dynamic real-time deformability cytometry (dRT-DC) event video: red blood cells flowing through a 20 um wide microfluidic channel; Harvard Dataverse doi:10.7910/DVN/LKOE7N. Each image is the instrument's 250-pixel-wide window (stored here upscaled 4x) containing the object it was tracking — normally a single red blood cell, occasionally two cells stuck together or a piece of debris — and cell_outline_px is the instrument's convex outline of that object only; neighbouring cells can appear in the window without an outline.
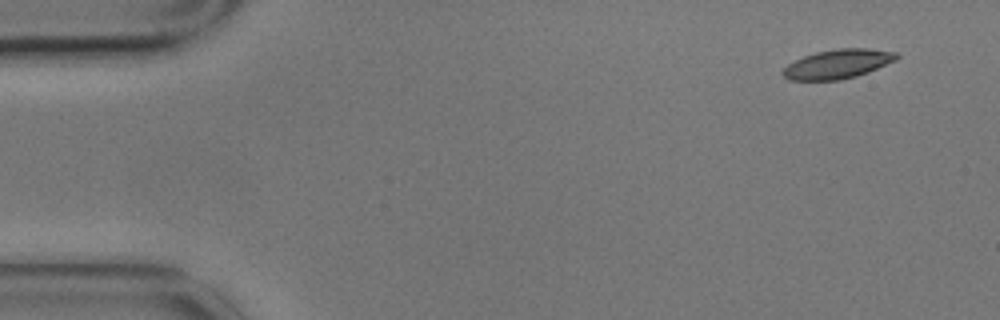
{"species": "common noctule bat (a hibernating species)", "species_latin": "Nyctalus noctula", "temperature_condition": "cold", "stored_images_in_passage": 4, "camera_frame_rate_fps": 3000, "um_per_image_px": 0.085, "animal": {"sex": "male", "body_mass_g": 17.9}, "frame": {"image": 1, "passage_image": 1, "time_ms": 0.0, "image_size_px": [1000, 320], "cell_outline_px": [[900, 56], [896, 60], [868, 72], [856, 76], [840, 80], [788, 80], [780, 72], [788, 64], [804, 56], [816, 52], [840, 48], [868, 48], [896, 52]], "centroid_in_image_um": [71.21, 5.44], "position_along_channel_um": 13.8, "area_um2": 19.31}}
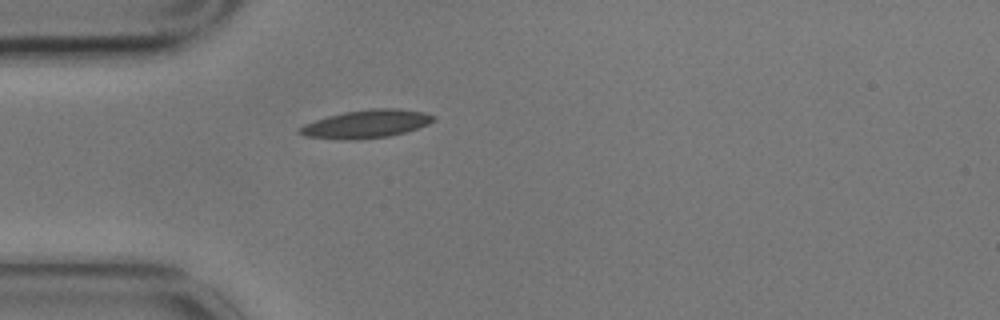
{"frame": {"image": 2, "passage_image": 4, "time_ms": 1.0, "image_size_px": [1000, 320], "cell_outline_px": [[436, 120], [428, 124], [404, 132], [388, 136], [356, 140], [340, 140], [304, 136], [296, 132], [296, 128], [304, 124], [328, 116], [344, 112], [372, 108], [396, 108], [424, 112], [436, 116]], "centroid_in_image_um": [31.09, 10.54], "position_along_channel_um": 53.9, "area_um2": 22.08}}